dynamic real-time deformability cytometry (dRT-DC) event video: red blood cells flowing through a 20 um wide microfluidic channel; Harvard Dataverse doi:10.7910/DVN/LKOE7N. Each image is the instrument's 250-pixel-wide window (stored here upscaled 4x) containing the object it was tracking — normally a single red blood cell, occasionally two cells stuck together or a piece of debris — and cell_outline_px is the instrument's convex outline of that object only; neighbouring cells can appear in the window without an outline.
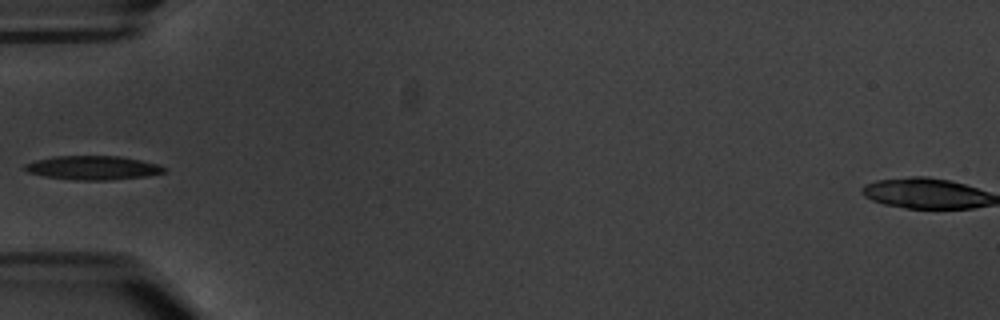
{"species": "common noctule bat (a hibernating species)", "species_latin": "Nyctalus noctula", "temperature_condition": "warm", "stored_images_in_passage": 5, "camera_frame_rate_fps": 3000, "um_per_image_px": 0.085, "animal": {"sex": "male", "body_mass_g": 20.1, "forearm_length_mm": 53.5}, "frame": {"image": 1, "passage_image": 5, "time_ms": 5.667, "image_size_px": [1000, 320], "cell_outline_px": [[168, 172], [148, 176], [112, 180], [76, 180], [44, 176], [28, 172], [20, 168], [24, 164], [36, 160], [52, 156], [120, 156], [160, 164], [168, 168]], "centroid_in_image_um": [7.93, 14.26], "position_along_channel_um": 77.1, "area_um2": 19.77}}